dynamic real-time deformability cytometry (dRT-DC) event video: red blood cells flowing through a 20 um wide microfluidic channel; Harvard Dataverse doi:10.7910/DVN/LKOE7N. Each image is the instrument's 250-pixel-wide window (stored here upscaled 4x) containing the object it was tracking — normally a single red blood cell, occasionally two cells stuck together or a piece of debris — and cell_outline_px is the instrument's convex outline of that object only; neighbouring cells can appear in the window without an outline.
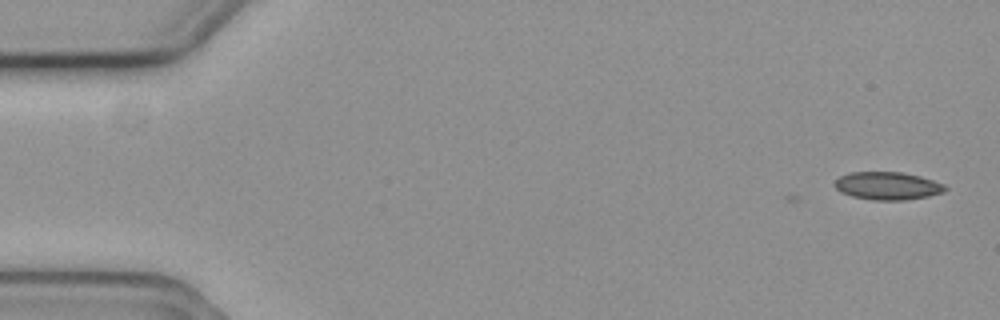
{"species": "common noctule bat (a hibernating species)", "species_latin": "Nyctalus noctula", "temperature_condition": "cold", "stored_images_in_passage": 3, "camera_frame_rate_fps": 3000, "um_per_image_px": 0.085, "animal": {"sex": "female", "body_mass_g": 19.3, "forearm_length_mm": 54.1}, "frame": {"image": 1, "passage_image": 1, "time_ms": 0.0, "image_size_px": [1000, 320], "cell_outline_px": [[948, 188], [944, 192], [928, 196], [904, 200], [872, 200], [852, 196], [840, 192], [832, 184], [840, 176], [848, 172], [900, 172], [920, 176], [944, 184]], "centroid_in_image_um": [75.42, 15.79], "position_along_channel_um": 9.6, "area_um2": 17.98}}